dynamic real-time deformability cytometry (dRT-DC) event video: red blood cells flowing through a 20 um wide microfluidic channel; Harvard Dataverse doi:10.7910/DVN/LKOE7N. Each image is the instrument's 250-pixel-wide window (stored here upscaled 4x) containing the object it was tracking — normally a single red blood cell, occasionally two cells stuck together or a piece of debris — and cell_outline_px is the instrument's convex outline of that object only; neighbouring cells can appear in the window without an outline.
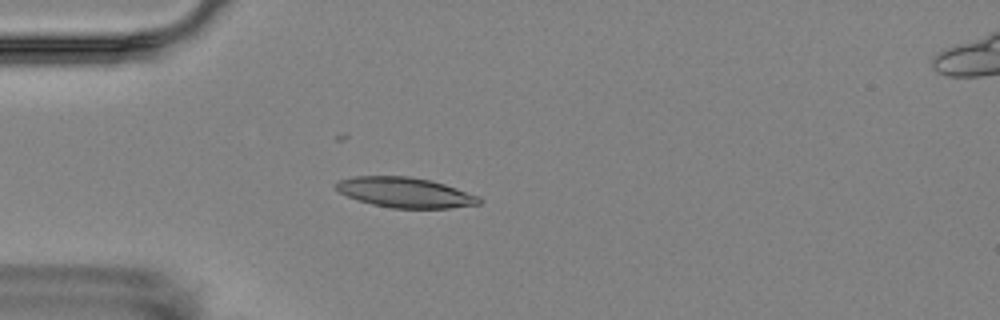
{"species": "Egyptian fruit bat (a non-hibernating species)", "species_latin": "Rousettus aegyptiacus", "temperature_condition": "room temperature", "stored_images_in_passage": 6, "camera_frame_rate_fps": 3000, "um_per_image_px": 0.085, "animal": {"sex": "female"}, "frame": {"image": 1, "passage_image": 1, "time_ms": 0.0, "image_size_px": [1000, 320], "cell_outline_px": [[480, 204], [448, 208], [392, 208], [372, 204], [356, 200], [340, 192], [336, 188], [336, 184], [340, 180], [356, 176], [408, 176], [432, 180], [480, 196]], "centroid_in_image_um": [34.45, 16.36], "position_along_channel_um": 50.6, "area_um2": 25.03}}
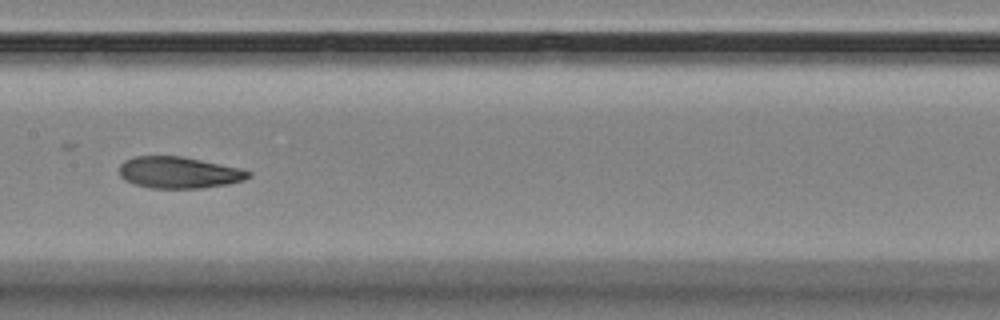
{"frame": {"image": 2, "passage_image": 5, "time_ms": 4.333, "image_size_px": [1000, 320], "cell_outline_px": [[252, 176], [244, 180], [228, 184], [200, 188], [152, 188], [136, 184], [124, 180], [120, 176], [120, 164], [124, 160], [136, 156], [180, 156], [240, 168], [252, 172]], "centroid_in_image_um": [15.21, 14.66], "position_along_channel_um": 192.2, "area_um2": 23.64}}
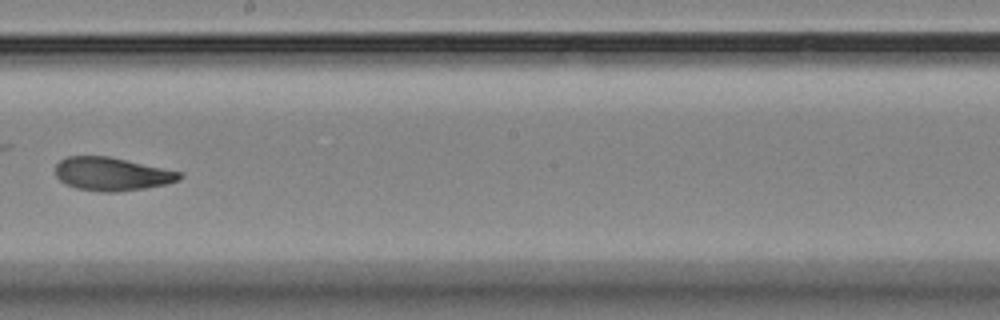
{"frame": {"image": 3, "passage_image": 6, "time_ms": 5.667, "image_size_px": [1000, 320], "cell_outline_px": [[184, 176], [180, 180], [168, 184], [144, 188], [116, 192], [100, 192], [76, 188], [64, 184], [56, 176], [56, 164], [60, 160], [68, 156], [108, 156], [180, 172]], "centroid_in_image_um": [9.49, 14.8], "position_along_channel_um": 238.7, "area_um2": 24.04}}